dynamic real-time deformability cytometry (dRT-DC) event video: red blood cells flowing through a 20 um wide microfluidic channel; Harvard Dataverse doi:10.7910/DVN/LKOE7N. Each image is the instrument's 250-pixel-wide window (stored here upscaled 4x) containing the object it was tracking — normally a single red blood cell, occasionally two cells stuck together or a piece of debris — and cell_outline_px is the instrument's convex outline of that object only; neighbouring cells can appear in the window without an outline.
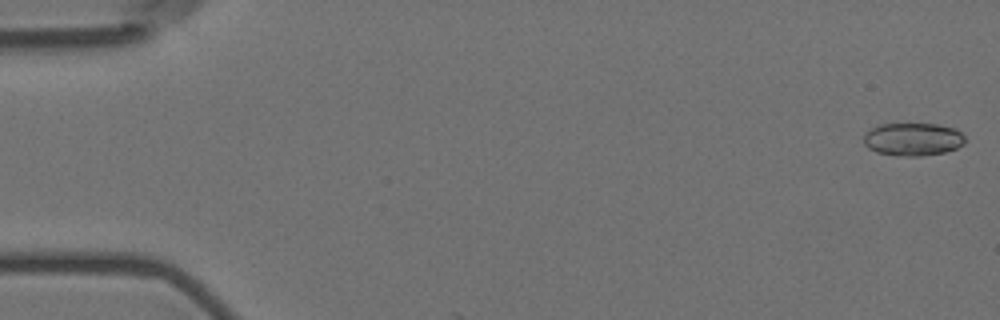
{"species": "Egyptian fruit bat (a non-hibernating species)", "species_latin": "Rousettus aegyptiacus", "temperature_condition": "room temperature", "stored_images_in_passage": 5, "camera_frame_rate_fps": 3000, "um_per_image_px": 0.085, "animal": {"sex": "female"}, "frame": {"image": 1, "passage_image": 1, "time_ms": 0.0, "image_size_px": [1000, 320], "cell_outline_px": [[964, 144], [956, 148], [944, 152], [920, 156], [900, 156], [876, 152], [868, 148], [864, 144], [864, 136], [872, 128], [880, 124], [936, 124], [956, 128], [964, 136]], "centroid_in_image_um": [77.6, 11.84], "position_along_channel_um": 7.4, "area_um2": 19.36}}